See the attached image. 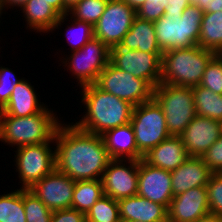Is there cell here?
Segmentation results:
<instances>
[{
  "instance_id": "cell-48",
  "label": "cell",
  "mask_w": 222,
  "mask_h": 222,
  "mask_svg": "<svg viewBox=\"0 0 222 222\" xmlns=\"http://www.w3.org/2000/svg\"><path fill=\"white\" fill-rule=\"evenodd\" d=\"M121 222H142L139 220H121Z\"/></svg>"
},
{
  "instance_id": "cell-15",
  "label": "cell",
  "mask_w": 222,
  "mask_h": 222,
  "mask_svg": "<svg viewBox=\"0 0 222 222\" xmlns=\"http://www.w3.org/2000/svg\"><path fill=\"white\" fill-rule=\"evenodd\" d=\"M137 195L161 204L168 210L174 197L171 172L152 167L143 159L138 160Z\"/></svg>"
},
{
  "instance_id": "cell-37",
  "label": "cell",
  "mask_w": 222,
  "mask_h": 222,
  "mask_svg": "<svg viewBox=\"0 0 222 222\" xmlns=\"http://www.w3.org/2000/svg\"><path fill=\"white\" fill-rule=\"evenodd\" d=\"M160 2L150 1L145 2L136 11V17L147 21H157L165 13V9L162 8Z\"/></svg>"
},
{
  "instance_id": "cell-47",
  "label": "cell",
  "mask_w": 222,
  "mask_h": 222,
  "mask_svg": "<svg viewBox=\"0 0 222 222\" xmlns=\"http://www.w3.org/2000/svg\"><path fill=\"white\" fill-rule=\"evenodd\" d=\"M150 1H155V2H160L162 5V8H166V6L168 5V0H146V2H150Z\"/></svg>"
},
{
  "instance_id": "cell-23",
  "label": "cell",
  "mask_w": 222,
  "mask_h": 222,
  "mask_svg": "<svg viewBox=\"0 0 222 222\" xmlns=\"http://www.w3.org/2000/svg\"><path fill=\"white\" fill-rule=\"evenodd\" d=\"M44 107V103L38 101L34 87L23 78L15 86L9 101L0 111L10 116L25 117L39 113Z\"/></svg>"
},
{
  "instance_id": "cell-5",
  "label": "cell",
  "mask_w": 222,
  "mask_h": 222,
  "mask_svg": "<svg viewBox=\"0 0 222 222\" xmlns=\"http://www.w3.org/2000/svg\"><path fill=\"white\" fill-rule=\"evenodd\" d=\"M203 11L189 5L183 12H165L154 21L157 43L163 52L198 45Z\"/></svg>"
},
{
  "instance_id": "cell-34",
  "label": "cell",
  "mask_w": 222,
  "mask_h": 222,
  "mask_svg": "<svg viewBox=\"0 0 222 222\" xmlns=\"http://www.w3.org/2000/svg\"><path fill=\"white\" fill-rule=\"evenodd\" d=\"M206 188L210 213L222 217V173H212Z\"/></svg>"
},
{
  "instance_id": "cell-14",
  "label": "cell",
  "mask_w": 222,
  "mask_h": 222,
  "mask_svg": "<svg viewBox=\"0 0 222 222\" xmlns=\"http://www.w3.org/2000/svg\"><path fill=\"white\" fill-rule=\"evenodd\" d=\"M75 181L56 168L42 177L29 190L33 192L51 211L72 207Z\"/></svg>"
},
{
  "instance_id": "cell-26",
  "label": "cell",
  "mask_w": 222,
  "mask_h": 222,
  "mask_svg": "<svg viewBox=\"0 0 222 222\" xmlns=\"http://www.w3.org/2000/svg\"><path fill=\"white\" fill-rule=\"evenodd\" d=\"M104 195L101 180L75 181L72 207L86 215L90 208Z\"/></svg>"
},
{
  "instance_id": "cell-11",
  "label": "cell",
  "mask_w": 222,
  "mask_h": 222,
  "mask_svg": "<svg viewBox=\"0 0 222 222\" xmlns=\"http://www.w3.org/2000/svg\"><path fill=\"white\" fill-rule=\"evenodd\" d=\"M136 11L123 0H108L104 13L94 25V38L109 49L120 44L130 30Z\"/></svg>"
},
{
  "instance_id": "cell-16",
  "label": "cell",
  "mask_w": 222,
  "mask_h": 222,
  "mask_svg": "<svg viewBox=\"0 0 222 222\" xmlns=\"http://www.w3.org/2000/svg\"><path fill=\"white\" fill-rule=\"evenodd\" d=\"M222 136L221 122L196 115L180 135L189 156L200 157Z\"/></svg>"
},
{
  "instance_id": "cell-8",
  "label": "cell",
  "mask_w": 222,
  "mask_h": 222,
  "mask_svg": "<svg viewBox=\"0 0 222 222\" xmlns=\"http://www.w3.org/2000/svg\"><path fill=\"white\" fill-rule=\"evenodd\" d=\"M95 85L133 106L153 99L154 87L148 81L122 71L110 62L98 75Z\"/></svg>"
},
{
  "instance_id": "cell-19",
  "label": "cell",
  "mask_w": 222,
  "mask_h": 222,
  "mask_svg": "<svg viewBox=\"0 0 222 222\" xmlns=\"http://www.w3.org/2000/svg\"><path fill=\"white\" fill-rule=\"evenodd\" d=\"M189 157L180 136H170L143 156L152 167L173 171Z\"/></svg>"
},
{
  "instance_id": "cell-1",
  "label": "cell",
  "mask_w": 222,
  "mask_h": 222,
  "mask_svg": "<svg viewBox=\"0 0 222 222\" xmlns=\"http://www.w3.org/2000/svg\"><path fill=\"white\" fill-rule=\"evenodd\" d=\"M56 169L74 181L101 180L111 158L101 135L60 124L54 137ZM56 144V145H55Z\"/></svg>"
},
{
  "instance_id": "cell-41",
  "label": "cell",
  "mask_w": 222,
  "mask_h": 222,
  "mask_svg": "<svg viewBox=\"0 0 222 222\" xmlns=\"http://www.w3.org/2000/svg\"><path fill=\"white\" fill-rule=\"evenodd\" d=\"M211 1L212 0H194V5L204 13L211 12Z\"/></svg>"
},
{
  "instance_id": "cell-6",
  "label": "cell",
  "mask_w": 222,
  "mask_h": 222,
  "mask_svg": "<svg viewBox=\"0 0 222 222\" xmlns=\"http://www.w3.org/2000/svg\"><path fill=\"white\" fill-rule=\"evenodd\" d=\"M153 99L165 115L167 130L171 136H180L197 115L190 87L160 83L154 87Z\"/></svg>"
},
{
  "instance_id": "cell-27",
  "label": "cell",
  "mask_w": 222,
  "mask_h": 222,
  "mask_svg": "<svg viewBox=\"0 0 222 222\" xmlns=\"http://www.w3.org/2000/svg\"><path fill=\"white\" fill-rule=\"evenodd\" d=\"M196 114L222 122V95L202 87H192Z\"/></svg>"
},
{
  "instance_id": "cell-35",
  "label": "cell",
  "mask_w": 222,
  "mask_h": 222,
  "mask_svg": "<svg viewBox=\"0 0 222 222\" xmlns=\"http://www.w3.org/2000/svg\"><path fill=\"white\" fill-rule=\"evenodd\" d=\"M15 73L6 67H0V110L9 101L15 86L23 80L17 79Z\"/></svg>"
},
{
  "instance_id": "cell-39",
  "label": "cell",
  "mask_w": 222,
  "mask_h": 222,
  "mask_svg": "<svg viewBox=\"0 0 222 222\" xmlns=\"http://www.w3.org/2000/svg\"><path fill=\"white\" fill-rule=\"evenodd\" d=\"M189 5V0H168L165 12H183Z\"/></svg>"
},
{
  "instance_id": "cell-38",
  "label": "cell",
  "mask_w": 222,
  "mask_h": 222,
  "mask_svg": "<svg viewBox=\"0 0 222 222\" xmlns=\"http://www.w3.org/2000/svg\"><path fill=\"white\" fill-rule=\"evenodd\" d=\"M51 222H86L85 214L73 208L55 210Z\"/></svg>"
},
{
  "instance_id": "cell-25",
  "label": "cell",
  "mask_w": 222,
  "mask_h": 222,
  "mask_svg": "<svg viewBox=\"0 0 222 222\" xmlns=\"http://www.w3.org/2000/svg\"><path fill=\"white\" fill-rule=\"evenodd\" d=\"M198 46L222 54V11L203 13Z\"/></svg>"
},
{
  "instance_id": "cell-20",
  "label": "cell",
  "mask_w": 222,
  "mask_h": 222,
  "mask_svg": "<svg viewBox=\"0 0 222 222\" xmlns=\"http://www.w3.org/2000/svg\"><path fill=\"white\" fill-rule=\"evenodd\" d=\"M120 220L168 222L167 209L139 195L118 200Z\"/></svg>"
},
{
  "instance_id": "cell-17",
  "label": "cell",
  "mask_w": 222,
  "mask_h": 222,
  "mask_svg": "<svg viewBox=\"0 0 222 222\" xmlns=\"http://www.w3.org/2000/svg\"><path fill=\"white\" fill-rule=\"evenodd\" d=\"M167 212L168 222H194L210 214L206 186L174 196Z\"/></svg>"
},
{
  "instance_id": "cell-42",
  "label": "cell",
  "mask_w": 222,
  "mask_h": 222,
  "mask_svg": "<svg viewBox=\"0 0 222 222\" xmlns=\"http://www.w3.org/2000/svg\"><path fill=\"white\" fill-rule=\"evenodd\" d=\"M54 7L62 16L64 15V0H45Z\"/></svg>"
},
{
  "instance_id": "cell-21",
  "label": "cell",
  "mask_w": 222,
  "mask_h": 222,
  "mask_svg": "<svg viewBox=\"0 0 222 222\" xmlns=\"http://www.w3.org/2000/svg\"><path fill=\"white\" fill-rule=\"evenodd\" d=\"M20 10L24 13L27 28L37 30L38 33H50L59 29L62 23L69 19V14L62 16L45 0H29Z\"/></svg>"
},
{
  "instance_id": "cell-40",
  "label": "cell",
  "mask_w": 222,
  "mask_h": 222,
  "mask_svg": "<svg viewBox=\"0 0 222 222\" xmlns=\"http://www.w3.org/2000/svg\"><path fill=\"white\" fill-rule=\"evenodd\" d=\"M29 0H0V10L3 13L8 7L22 8ZM6 8V9H5Z\"/></svg>"
},
{
  "instance_id": "cell-10",
  "label": "cell",
  "mask_w": 222,
  "mask_h": 222,
  "mask_svg": "<svg viewBox=\"0 0 222 222\" xmlns=\"http://www.w3.org/2000/svg\"><path fill=\"white\" fill-rule=\"evenodd\" d=\"M54 139L50 142L24 145L16 148L15 166L21 181V189H29L42 177L50 174L55 168V148L51 147Z\"/></svg>"
},
{
  "instance_id": "cell-12",
  "label": "cell",
  "mask_w": 222,
  "mask_h": 222,
  "mask_svg": "<svg viewBox=\"0 0 222 222\" xmlns=\"http://www.w3.org/2000/svg\"><path fill=\"white\" fill-rule=\"evenodd\" d=\"M162 54L125 48H111L109 62L136 78L148 81L155 87L161 83Z\"/></svg>"
},
{
  "instance_id": "cell-9",
  "label": "cell",
  "mask_w": 222,
  "mask_h": 222,
  "mask_svg": "<svg viewBox=\"0 0 222 222\" xmlns=\"http://www.w3.org/2000/svg\"><path fill=\"white\" fill-rule=\"evenodd\" d=\"M62 57L78 85L84 87L95 84L98 75L109 63L110 49L99 39L92 38L80 50L72 51L71 54ZM65 60V61H64ZM69 60V61H68Z\"/></svg>"
},
{
  "instance_id": "cell-49",
  "label": "cell",
  "mask_w": 222,
  "mask_h": 222,
  "mask_svg": "<svg viewBox=\"0 0 222 222\" xmlns=\"http://www.w3.org/2000/svg\"><path fill=\"white\" fill-rule=\"evenodd\" d=\"M189 3H190L191 5H194V0H189Z\"/></svg>"
},
{
  "instance_id": "cell-18",
  "label": "cell",
  "mask_w": 222,
  "mask_h": 222,
  "mask_svg": "<svg viewBox=\"0 0 222 222\" xmlns=\"http://www.w3.org/2000/svg\"><path fill=\"white\" fill-rule=\"evenodd\" d=\"M211 174L201 157L189 156L184 163L171 171L173 196L191 188L206 186Z\"/></svg>"
},
{
  "instance_id": "cell-28",
  "label": "cell",
  "mask_w": 222,
  "mask_h": 222,
  "mask_svg": "<svg viewBox=\"0 0 222 222\" xmlns=\"http://www.w3.org/2000/svg\"><path fill=\"white\" fill-rule=\"evenodd\" d=\"M0 222H27L23 206V189L0 195Z\"/></svg>"
},
{
  "instance_id": "cell-46",
  "label": "cell",
  "mask_w": 222,
  "mask_h": 222,
  "mask_svg": "<svg viewBox=\"0 0 222 222\" xmlns=\"http://www.w3.org/2000/svg\"><path fill=\"white\" fill-rule=\"evenodd\" d=\"M222 11V0L211 1V13Z\"/></svg>"
},
{
  "instance_id": "cell-4",
  "label": "cell",
  "mask_w": 222,
  "mask_h": 222,
  "mask_svg": "<svg viewBox=\"0 0 222 222\" xmlns=\"http://www.w3.org/2000/svg\"><path fill=\"white\" fill-rule=\"evenodd\" d=\"M215 55L214 51L198 45L163 52L161 83L190 88L199 86L207 64Z\"/></svg>"
},
{
  "instance_id": "cell-22",
  "label": "cell",
  "mask_w": 222,
  "mask_h": 222,
  "mask_svg": "<svg viewBox=\"0 0 222 222\" xmlns=\"http://www.w3.org/2000/svg\"><path fill=\"white\" fill-rule=\"evenodd\" d=\"M101 136L111 159H143L138 152L134 130L130 122L110 129Z\"/></svg>"
},
{
  "instance_id": "cell-24",
  "label": "cell",
  "mask_w": 222,
  "mask_h": 222,
  "mask_svg": "<svg viewBox=\"0 0 222 222\" xmlns=\"http://www.w3.org/2000/svg\"><path fill=\"white\" fill-rule=\"evenodd\" d=\"M113 48L139 50L148 53H163L160 49L152 21L135 17L128 33L120 44Z\"/></svg>"
},
{
  "instance_id": "cell-32",
  "label": "cell",
  "mask_w": 222,
  "mask_h": 222,
  "mask_svg": "<svg viewBox=\"0 0 222 222\" xmlns=\"http://www.w3.org/2000/svg\"><path fill=\"white\" fill-rule=\"evenodd\" d=\"M70 20L72 23L70 26H67V29L70 30L68 31V34L66 33V38L70 42V51L72 52L80 50L88 41L94 37V28L90 23L75 20L71 16Z\"/></svg>"
},
{
  "instance_id": "cell-29",
  "label": "cell",
  "mask_w": 222,
  "mask_h": 222,
  "mask_svg": "<svg viewBox=\"0 0 222 222\" xmlns=\"http://www.w3.org/2000/svg\"><path fill=\"white\" fill-rule=\"evenodd\" d=\"M86 222H121L118 201L103 195L86 213Z\"/></svg>"
},
{
  "instance_id": "cell-13",
  "label": "cell",
  "mask_w": 222,
  "mask_h": 222,
  "mask_svg": "<svg viewBox=\"0 0 222 222\" xmlns=\"http://www.w3.org/2000/svg\"><path fill=\"white\" fill-rule=\"evenodd\" d=\"M101 182L104 195L117 201L137 195L138 160L111 159L103 172Z\"/></svg>"
},
{
  "instance_id": "cell-44",
  "label": "cell",
  "mask_w": 222,
  "mask_h": 222,
  "mask_svg": "<svg viewBox=\"0 0 222 222\" xmlns=\"http://www.w3.org/2000/svg\"><path fill=\"white\" fill-rule=\"evenodd\" d=\"M127 5L137 11L146 0H123Z\"/></svg>"
},
{
  "instance_id": "cell-2",
  "label": "cell",
  "mask_w": 222,
  "mask_h": 222,
  "mask_svg": "<svg viewBox=\"0 0 222 222\" xmlns=\"http://www.w3.org/2000/svg\"><path fill=\"white\" fill-rule=\"evenodd\" d=\"M81 102L87 110L74 125L91 134L102 135L106 131L128 124L131 121L133 105L105 92L95 84L81 87Z\"/></svg>"
},
{
  "instance_id": "cell-36",
  "label": "cell",
  "mask_w": 222,
  "mask_h": 222,
  "mask_svg": "<svg viewBox=\"0 0 222 222\" xmlns=\"http://www.w3.org/2000/svg\"><path fill=\"white\" fill-rule=\"evenodd\" d=\"M200 157L212 173H222V136Z\"/></svg>"
},
{
  "instance_id": "cell-33",
  "label": "cell",
  "mask_w": 222,
  "mask_h": 222,
  "mask_svg": "<svg viewBox=\"0 0 222 222\" xmlns=\"http://www.w3.org/2000/svg\"><path fill=\"white\" fill-rule=\"evenodd\" d=\"M200 86L222 95V54H216L207 64Z\"/></svg>"
},
{
  "instance_id": "cell-30",
  "label": "cell",
  "mask_w": 222,
  "mask_h": 222,
  "mask_svg": "<svg viewBox=\"0 0 222 222\" xmlns=\"http://www.w3.org/2000/svg\"><path fill=\"white\" fill-rule=\"evenodd\" d=\"M107 2L108 0H81L68 14L73 19L90 23L94 27L104 13Z\"/></svg>"
},
{
  "instance_id": "cell-3",
  "label": "cell",
  "mask_w": 222,
  "mask_h": 222,
  "mask_svg": "<svg viewBox=\"0 0 222 222\" xmlns=\"http://www.w3.org/2000/svg\"><path fill=\"white\" fill-rule=\"evenodd\" d=\"M55 113L45 106L39 113L15 117L0 111V141L16 146L50 142L61 124Z\"/></svg>"
},
{
  "instance_id": "cell-45",
  "label": "cell",
  "mask_w": 222,
  "mask_h": 222,
  "mask_svg": "<svg viewBox=\"0 0 222 222\" xmlns=\"http://www.w3.org/2000/svg\"><path fill=\"white\" fill-rule=\"evenodd\" d=\"M81 0H64V15L68 14L69 10L72 9Z\"/></svg>"
},
{
  "instance_id": "cell-31",
  "label": "cell",
  "mask_w": 222,
  "mask_h": 222,
  "mask_svg": "<svg viewBox=\"0 0 222 222\" xmlns=\"http://www.w3.org/2000/svg\"><path fill=\"white\" fill-rule=\"evenodd\" d=\"M23 206L27 222H51L53 211L29 189H23Z\"/></svg>"
},
{
  "instance_id": "cell-7",
  "label": "cell",
  "mask_w": 222,
  "mask_h": 222,
  "mask_svg": "<svg viewBox=\"0 0 222 222\" xmlns=\"http://www.w3.org/2000/svg\"><path fill=\"white\" fill-rule=\"evenodd\" d=\"M130 123L138 152L142 156L171 136L167 130L165 115L154 99L134 106Z\"/></svg>"
},
{
  "instance_id": "cell-43",
  "label": "cell",
  "mask_w": 222,
  "mask_h": 222,
  "mask_svg": "<svg viewBox=\"0 0 222 222\" xmlns=\"http://www.w3.org/2000/svg\"><path fill=\"white\" fill-rule=\"evenodd\" d=\"M194 222H222V217L210 213L204 217L197 219Z\"/></svg>"
}]
</instances>
